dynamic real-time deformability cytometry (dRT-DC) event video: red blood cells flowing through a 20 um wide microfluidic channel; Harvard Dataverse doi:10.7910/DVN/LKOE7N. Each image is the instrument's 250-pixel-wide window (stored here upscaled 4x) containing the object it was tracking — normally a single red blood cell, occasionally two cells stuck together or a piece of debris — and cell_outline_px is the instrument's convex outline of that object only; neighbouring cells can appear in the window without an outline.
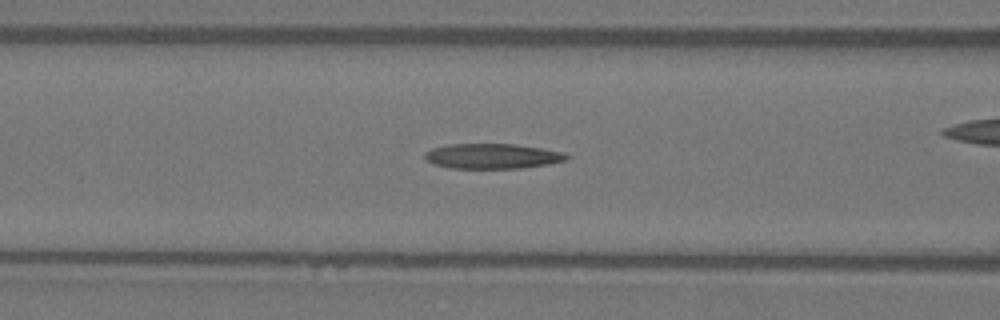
{"species": "Egyptian fruit bat (a non-hibernating species)", "species_latin": "Rousettus aegyptiacus", "temperature_condition": "warm", "stored_images_in_passage": 48, "camera_frame_rate_fps": 3000, "um_per_image_px": 0.085, "animal": {"sex": "female"}, "frame": {"image": 1, "passage_image": 21, "time_ms": 6.667, "image_size_px": [1000, 320], "cell_outline_px": [[572, 156], [564, 160], [548, 164], [520, 168], [452, 168], [432, 164], [424, 156], [424, 152], [432, 148], [448, 144], [512, 144], [540, 148], [564, 152]], "centroid_in_image_um": [41.83, 13.27], "position_along_channel_um": 124.8, "area_um2": 20.63}}
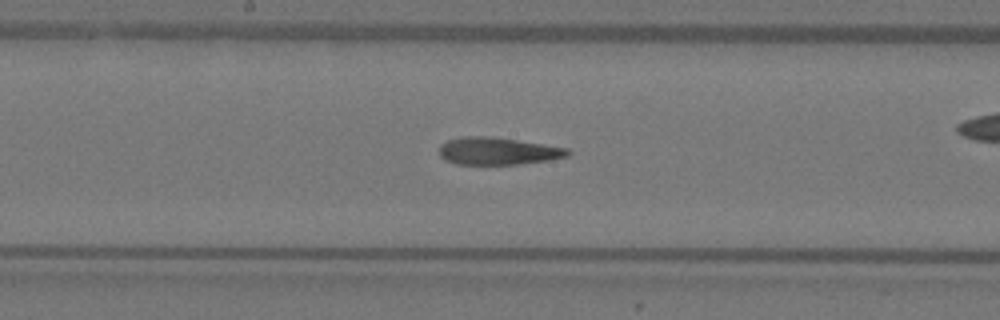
{"frame": {"image": 2, "passage_image": 27, "time_ms": 8.667, "image_size_px": [1000, 320], "cell_outline_px": [[572, 152], [568, 156], [548, 160], [520, 164], [456, 164], [444, 160], [440, 156], [440, 144], [448, 140], [464, 136], [492, 136], [568, 148]], "centroid_in_image_um": [42.31, 12.84], "position_along_channel_um": 205.9, "area_um2": 20.52}}